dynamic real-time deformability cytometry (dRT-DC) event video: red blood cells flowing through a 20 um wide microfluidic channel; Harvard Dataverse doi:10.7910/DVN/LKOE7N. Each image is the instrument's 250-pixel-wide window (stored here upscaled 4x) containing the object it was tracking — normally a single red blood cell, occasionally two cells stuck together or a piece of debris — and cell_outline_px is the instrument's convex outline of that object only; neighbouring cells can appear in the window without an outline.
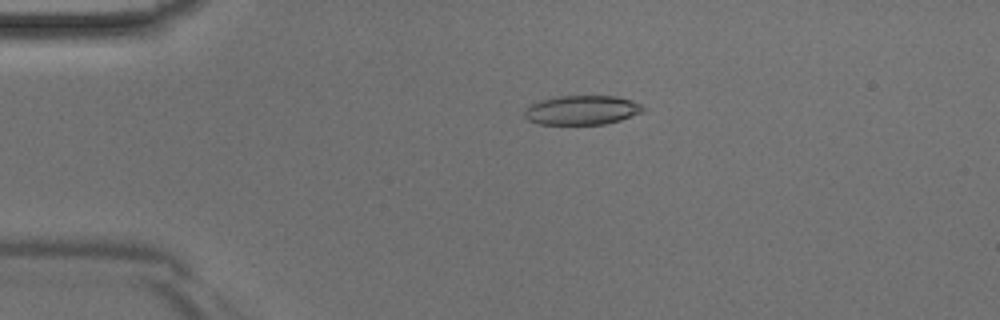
{"species": "Egyptian fruit bat (a non-hibernating species)", "species_latin": "Rousettus aegyptiacus", "temperature_condition": "room temperature", "stored_images_in_passage": 44, "camera_frame_rate_fps": 3000, "um_per_image_px": 0.085, "animal": {"sex": "male"}, "frame": {"image": 1, "passage_image": 9, "time_ms": 2.667, "image_size_px": [1000, 320], "cell_outline_px": [[644, 108], [640, 112], [620, 120], [604, 124], [540, 124], [528, 120], [524, 116], [524, 108], [540, 100], [560, 96], [616, 96], [632, 100], [640, 104]], "centroid_in_image_um": [49.42, 9.35], "position_along_channel_um": 35.6, "area_um2": 20.06}}
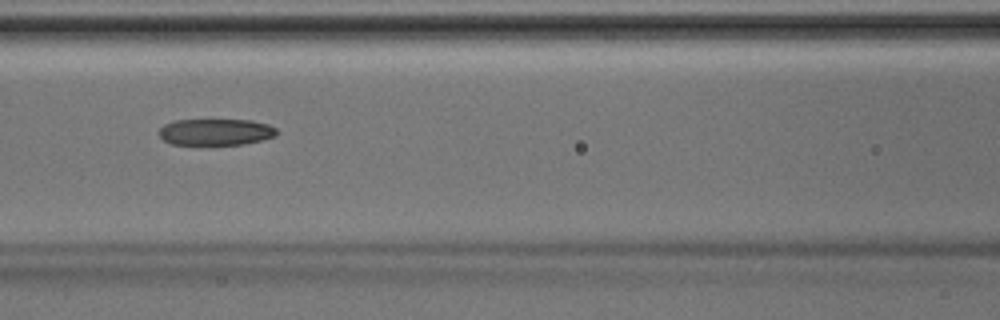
{"frame": {"image": 2, "passage_image": 19, "time_ms": 6.0, "image_size_px": [1000, 320], "cell_outline_px": [[280, 132], [276, 136], [244, 144], [172, 144], [164, 140], [160, 136], [160, 128], [164, 124], [176, 120], [252, 120], [268, 124], [276, 128]], "centroid_in_image_um": [18.38, 11.21], "position_along_channel_um": 148.2, "area_um2": 18.09}}
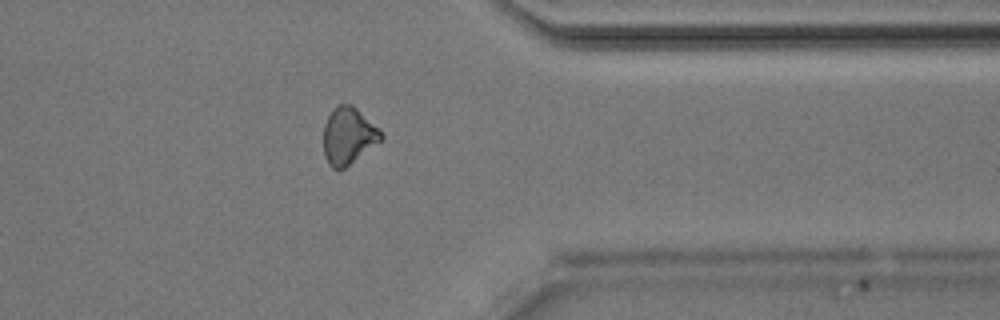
{"frame": {"image": 3, "passage_image": 35, "time_ms": 11.333, "image_size_px": [1000, 320], "cell_outline_px": [[384, 136], [380, 140], [344, 168], [332, 168], [328, 164], [324, 156], [324, 124], [332, 108], [340, 104], [352, 104]], "centroid_in_image_um": [29.55, 11.53], "position_along_channel_um": 381.9, "area_um2": 18.44}}